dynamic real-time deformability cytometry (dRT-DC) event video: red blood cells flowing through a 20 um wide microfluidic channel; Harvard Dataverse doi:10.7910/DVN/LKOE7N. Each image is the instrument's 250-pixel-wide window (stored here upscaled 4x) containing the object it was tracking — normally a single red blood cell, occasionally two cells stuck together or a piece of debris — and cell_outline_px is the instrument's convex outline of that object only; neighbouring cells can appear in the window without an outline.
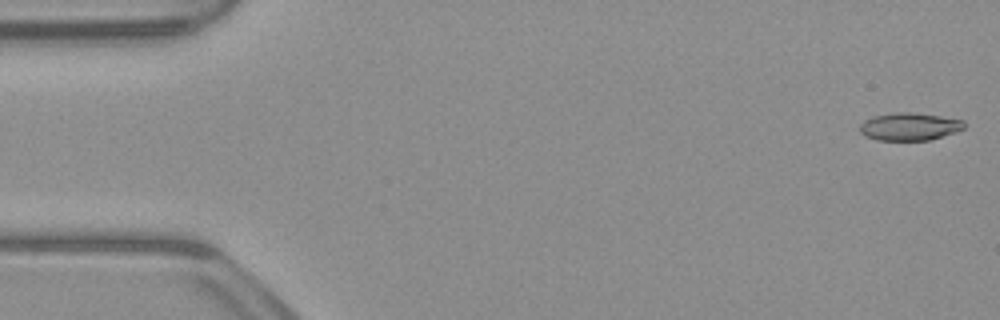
{"species": "common noctule bat (a hibernating species)", "species_latin": "Nyctalus noctula", "temperature_condition": "warm", "stored_images_in_passage": 52, "camera_frame_rate_fps": 3000, "um_per_image_px": 0.085, "animal": {"sex": "male", "body_mass_g": 23.1, "forearm_length_mm": 52.7}, "frame": {"image": 1, "passage_image": 1, "time_ms": 0.0, "image_size_px": [1000, 320], "cell_outline_px": [[964, 128], [956, 132], [928, 140], [876, 140], [864, 136], [860, 132], [860, 124], [864, 120], [872, 116], [896, 112], [908, 112], [940, 116], [964, 120]], "centroid_in_image_um": [77.27, 10.76], "position_along_channel_um": 7.7, "area_um2": 16.82}}
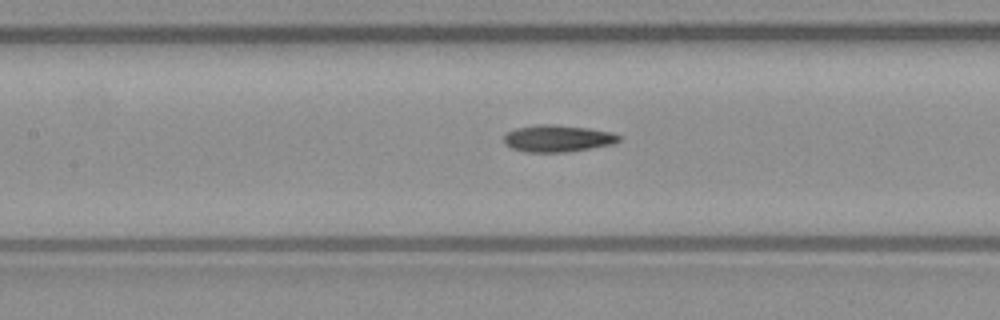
{"frame": {"image": 2, "passage_image": 23, "time_ms": 7.333, "image_size_px": [1000, 320], "cell_outline_px": [[624, 136], [620, 140], [612, 144], [592, 148], [568, 152], [524, 152], [512, 148], [504, 144], [504, 136], [508, 132], [516, 128], [536, 124], [556, 124], [588, 128], [612, 132]], "centroid_in_image_um": [47.42, 11.76], "position_along_channel_um": 160.0, "area_um2": 18.26}}
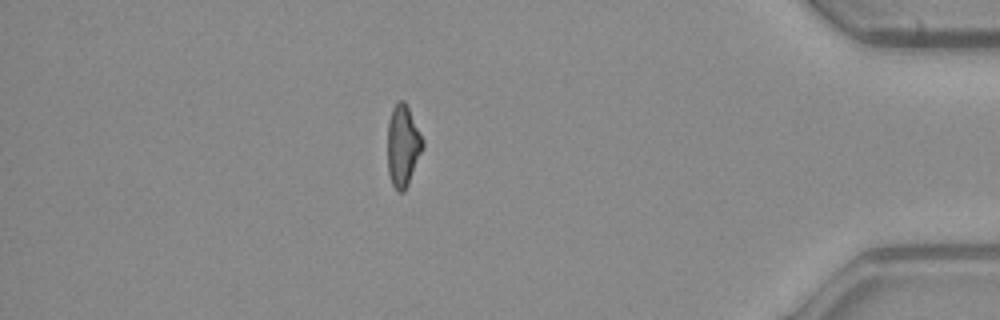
{"frame": {"image": 3, "passage_image": 45, "time_ms": 14.667, "image_size_px": [1000, 320], "cell_outline_px": [[424, 148], [408, 184], [404, 192], [396, 192], [392, 184], [388, 172], [388, 120], [392, 108], [400, 100], [404, 100], [424, 140]], "centroid_in_image_um": [34.25, 12.42], "position_along_channel_um": 400.9, "area_um2": 16.76}, "authors_computed_cell_mechanics": {"area_um2": 17.5134, "velocity_mm_per_s": 3.9277, "shape_relaxation_time_tau1_ms": null, "shape_relaxation_time_tau2_ms": 7.2699, "deformation_change_tau1": null, "deformation_change_tau2": 0.1671}}